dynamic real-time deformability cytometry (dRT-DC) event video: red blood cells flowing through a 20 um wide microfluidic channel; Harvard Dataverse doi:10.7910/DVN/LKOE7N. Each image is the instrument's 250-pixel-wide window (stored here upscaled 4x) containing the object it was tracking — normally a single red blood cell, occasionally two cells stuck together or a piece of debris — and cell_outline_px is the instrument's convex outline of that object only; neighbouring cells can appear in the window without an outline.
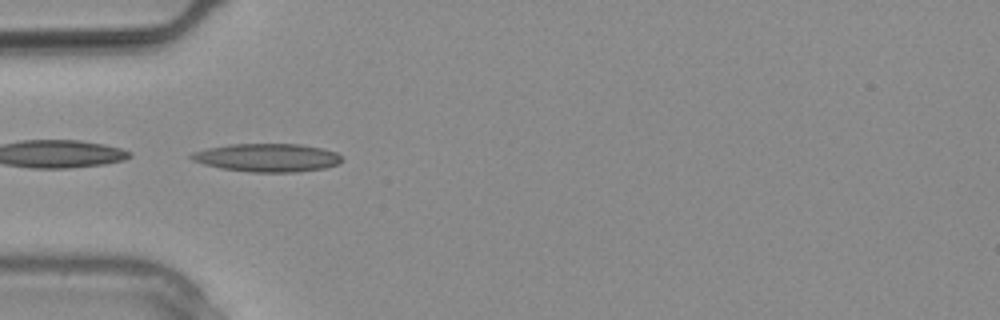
{"species": "common noctule bat (a hibernating species)", "species_latin": "Nyctalus noctula", "temperature_condition": "warm", "stored_images_in_passage": 9, "camera_frame_rate_fps": 3000, "um_per_image_px": 0.085, "animal": {"sex": "male", "body_mass_g": 20.4}, "frame": {"image": 1, "passage_image": 6, "time_ms": 1.667, "image_size_px": [1000, 320], "cell_outline_px": [[344, 160], [340, 164], [324, 168], [296, 172], [252, 172], [220, 168], [204, 164], [192, 160], [188, 156], [192, 152], [208, 148], [232, 144], [300, 144], [324, 148], [336, 152]], "centroid_in_image_um": [22.75, 13.4], "position_along_channel_um": 62.3, "area_um2": 24.85}}